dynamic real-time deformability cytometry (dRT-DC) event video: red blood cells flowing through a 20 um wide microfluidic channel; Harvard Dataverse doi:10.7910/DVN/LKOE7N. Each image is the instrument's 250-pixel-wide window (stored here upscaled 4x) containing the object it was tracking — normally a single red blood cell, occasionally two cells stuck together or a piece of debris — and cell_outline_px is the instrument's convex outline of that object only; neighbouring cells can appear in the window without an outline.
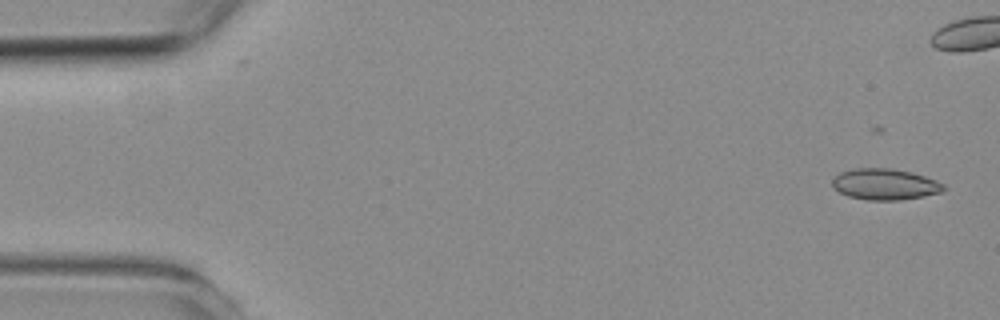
{"species": "common noctule bat (a hibernating species)", "species_latin": "Nyctalus noctula", "temperature_condition": "room temperature", "stored_images_in_passage": 9, "camera_frame_rate_fps": 3000, "um_per_image_px": 0.085, "animal": {"sex": "female", "body_mass_g": 19.3, "forearm_length_mm": 54.1}, "frame": {"image": 1, "passage_image": 1, "time_ms": 0.0, "image_size_px": [1000, 320], "cell_outline_px": [[944, 188], [940, 192], [924, 196], [900, 200], [868, 200], [848, 196], [832, 188], [832, 180], [840, 172], [852, 168], [892, 168], [912, 172], [936, 180], [944, 184]], "centroid_in_image_um": [75.19, 15.65], "position_along_channel_um": 9.8, "area_um2": 20.23}}
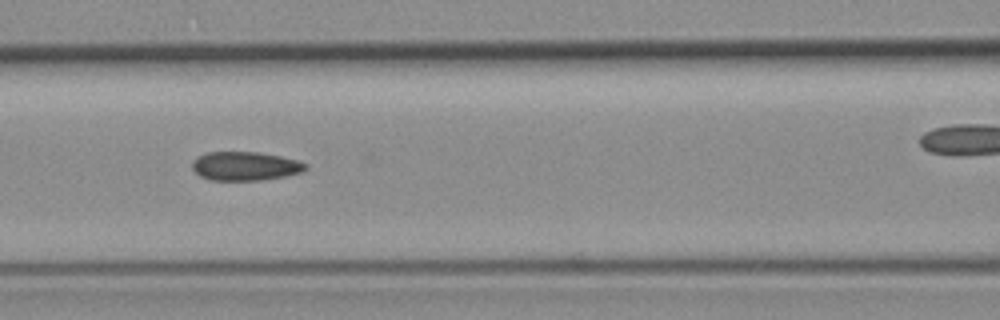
{"frame": {"image": 2, "passage_image": 7, "time_ms": 7.0, "image_size_px": [1000, 320], "cell_outline_px": [[308, 168], [300, 172], [284, 176], [260, 180], [212, 180], [200, 176], [192, 168], [192, 160], [196, 156], [208, 152], [256, 152], [280, 156], [296, 160], [308, 164]], "centroid_in_image_um": [20.81, 14.11], "position_along_channel_um": 145.8, "area_um2": 18.96}}
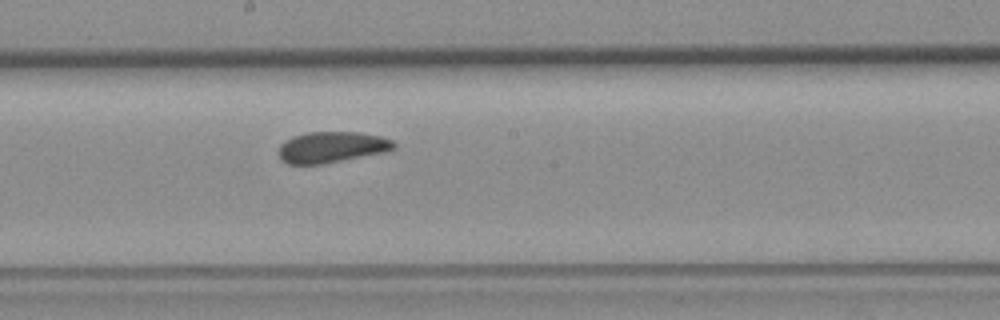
{"frame": {"image": 3, "passage_image": 9, "time_ms": 10.667, "image_size_px": [1000, 320], "cell_outline_px": [[396, 148], [388, 152], [320, 164], [288, 164], [280, 160], [280, 144], [284, 140], [292, 136], [308, 132], [360, 132], [380, 136], [392, 140], [396, 144]], "centroid_in_image_um": [28.22, 12.5], "position_along_channel_um": 220.0, "area_um2": 20.98}}